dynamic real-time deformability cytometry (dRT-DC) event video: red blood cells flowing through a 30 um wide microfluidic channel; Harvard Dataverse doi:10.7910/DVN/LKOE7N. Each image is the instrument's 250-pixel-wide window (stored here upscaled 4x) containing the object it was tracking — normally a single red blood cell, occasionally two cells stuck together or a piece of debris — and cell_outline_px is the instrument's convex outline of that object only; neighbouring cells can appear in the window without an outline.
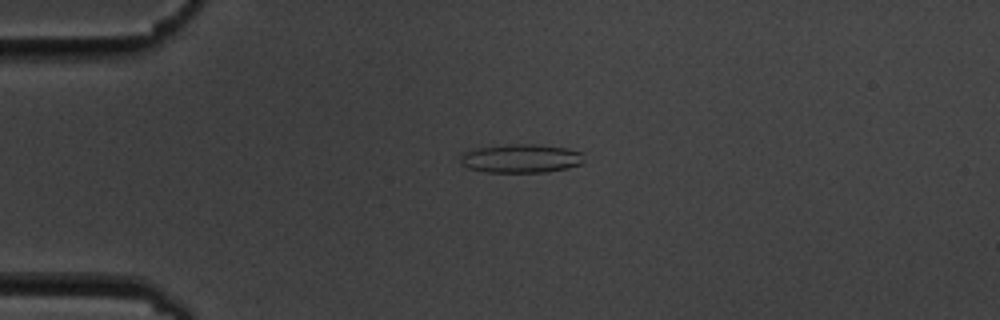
{"species": "common noctule bat (a hibernating species)", "species_latin": "Nyctalus noctula", "temperature_condition": "cold", "stored_images_in_passage": 5, "camera_frame_rate_fps": 3000, "um_per_image_px": 0.085, "animal": {"sex": "male", "body_mass_g": 19.5, "forearm_length_mm": 54.6}, "frame": {"image": 1, "passage_image": 3, "time_ms": 2.333, "image_size_px": [1000, 320], "cell_outline_px": [[584, 160], [580, 164], [568, 168], [544, 172], [484, 172], [468, 168], [460, 164], [460, 156], [464, 152], [476, 148], [508, 144], [536, 144], [568, 148], [584, 152]], "centroid_in_image_um": [44.29, 13.46], "position_along_channel_um": 40.7, "area_um2": 20.92}}